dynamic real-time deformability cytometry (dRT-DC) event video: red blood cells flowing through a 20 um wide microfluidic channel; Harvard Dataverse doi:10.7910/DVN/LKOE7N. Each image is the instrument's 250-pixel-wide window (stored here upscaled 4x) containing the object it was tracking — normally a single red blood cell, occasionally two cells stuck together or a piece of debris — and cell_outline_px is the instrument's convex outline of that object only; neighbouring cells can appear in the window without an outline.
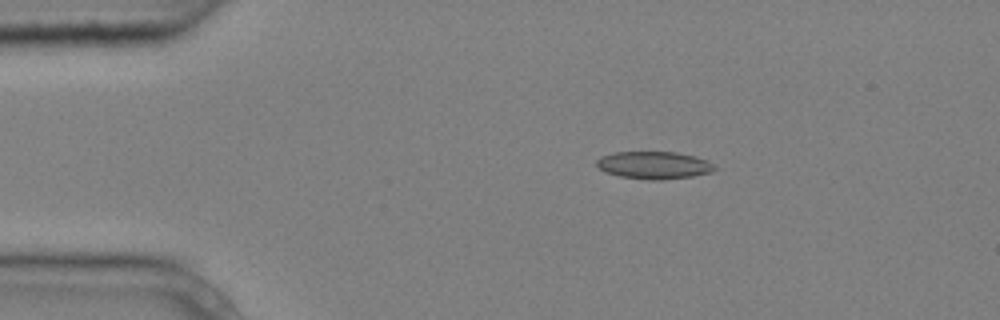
{"species": "common noctule bat (a hibernating species)", "species_latin": "Nyctalus noctula", "temperature_condition": "cold", "stored_images_in_passage": 9, "camera_frame_rate_fps": 3000, "um_per_image_px": 0.085, "animal": {"sex": "male", "body_mass_g": 20.4}, "frame": {"image": 1, "passage_image": 3, "time_ms": 0.667, "image_size_px": [1000, 320], "cell_outline_px": [[720, 168], [712, 172], [692, 176], [660, 180], [652, 180], [620, 176], [604, 172], [596, 164], [596, 160], [600, 156], [612, 152], [676, 152], [696, 156], [708, 160]], "centroid_in_image_um": [55.62, 14.03], "position_along_channel_um": 29.4, "area_um2": 19.13}}
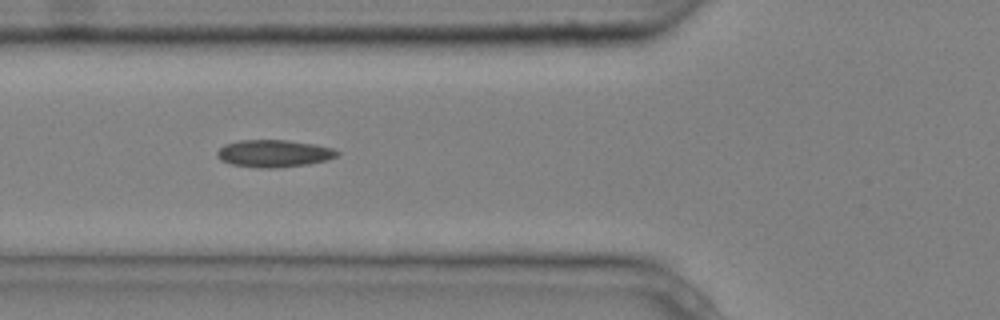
{"frame": {"image": 2, "passage_image": 6, "time_ms": 1.667, "image_size_px": [1000, 320], "cell_outline_px": [[340, 156], [328, 160], [308, 164], [276, 168], [260, 168], [232, 164], [220, 160], [216, 156], [216, 152], [224, 144], [240, 140], [288, 140], [316, 144], [332, 148], [340, 152]], "centroid_in_image_um": [23.31, 13.04], "position_along_channel_um": 102.5, "area_um2": 19.31}}